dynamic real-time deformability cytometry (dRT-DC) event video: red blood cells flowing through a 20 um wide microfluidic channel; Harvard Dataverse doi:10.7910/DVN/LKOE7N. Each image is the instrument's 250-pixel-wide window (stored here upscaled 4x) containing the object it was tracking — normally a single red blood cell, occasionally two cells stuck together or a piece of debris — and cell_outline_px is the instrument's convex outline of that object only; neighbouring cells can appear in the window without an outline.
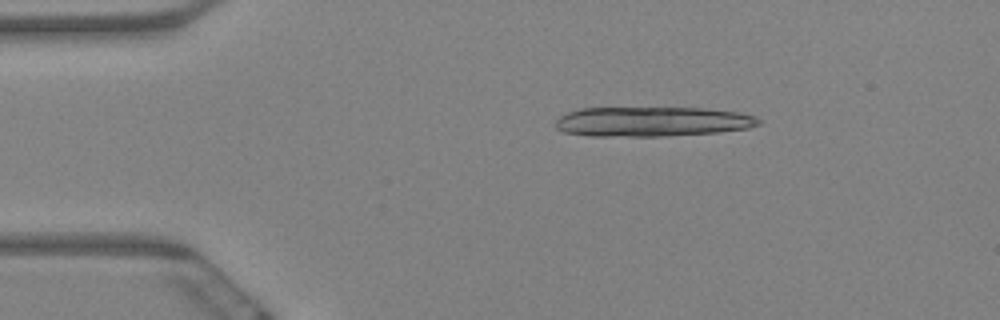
{"species": "Egyptian fruit bat (a non-hibernating species)", "species_latin": "Rousettus aegyptiacus", "temperature_condition": "warm", "stored_images_in_passage": 5, "camera_frame_rate_fps": 3000, "um_per_image_px": 0.085, "animal": {"sex": "female"}, "frame": {"image": 1, "passage_image": 3, "time_ms": 0.667, "image_size_px": [1000, 320], "cell_outline_px": [[760, 124], [748, 128], [716, 132], [664, 136], [592, 136], [564, 132], [556, 128], [556, 120], [560, 116], [568, 112], [580, 108], [700, 108], [736, 112], [756, 116], [760, 120]], "centroid_in_image_um": [55.41, 10.34], "position_along_channel_um": 29.6, "area_um2": 35.03}}